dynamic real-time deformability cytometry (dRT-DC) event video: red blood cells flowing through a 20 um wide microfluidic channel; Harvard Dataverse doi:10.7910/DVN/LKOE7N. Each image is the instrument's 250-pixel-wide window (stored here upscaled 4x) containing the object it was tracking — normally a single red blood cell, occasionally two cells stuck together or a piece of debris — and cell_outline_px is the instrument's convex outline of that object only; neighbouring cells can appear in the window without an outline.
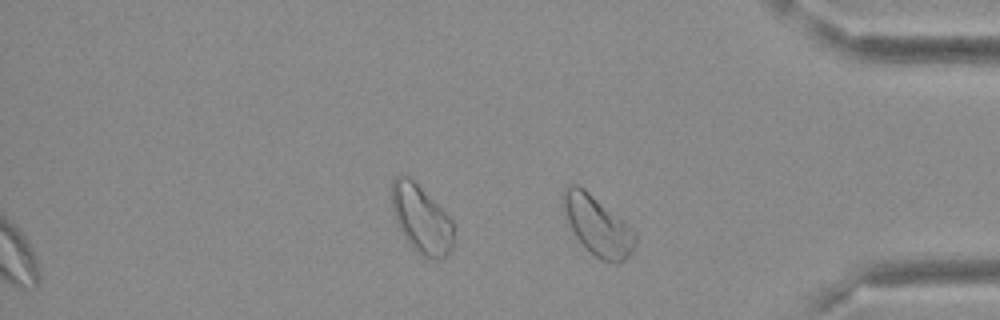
{"species": "Egyptian fruit bat (a non-hibernating species)", "species_latin": "Rousettus aegyptiacus", "temperature_condition": "cold", "stored_images_in_passage": 41, "segment_of_instrument_passage": [2, 2], "camera_frame_rate_fps": 3000, "um_per_image_px": 0.085, "frame": {"image": 1, "passage_image": 41, "time_ms": 13.333, "image_size_px": [1000, 320], "cell_outline_px": [[636, 244], [632, 252], [620, 264], [616, 264], [600, 260], [576, 236], [564, 212], [564, 188], [568, 184], [576, 184], [584, 188], [624, 220], [636, 232]], "centroid_in_image_um": [50.85, 19.19], "position_along_channel_um": 384.4, "area_um2": 24.57}}